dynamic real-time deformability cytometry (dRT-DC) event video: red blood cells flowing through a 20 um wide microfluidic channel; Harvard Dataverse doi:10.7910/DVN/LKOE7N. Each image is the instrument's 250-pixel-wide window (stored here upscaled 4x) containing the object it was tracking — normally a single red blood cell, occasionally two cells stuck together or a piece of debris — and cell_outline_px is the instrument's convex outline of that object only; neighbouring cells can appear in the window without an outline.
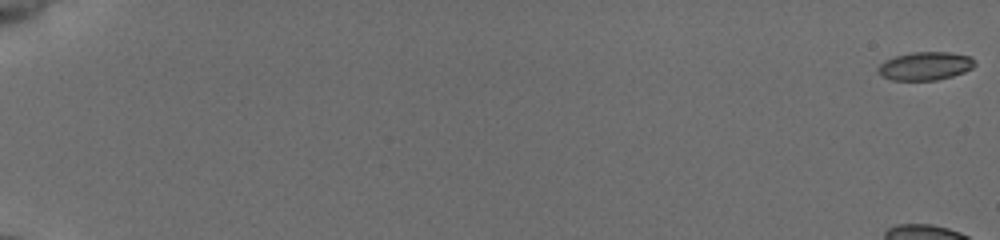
{"species": "common noctule bat (a hibernating species)", "species_latin": "Nyctalus noctula", "temperature_condition": "cold", "stored_images_in_passage": 56, "camera_frame_rate_fps": 3000, "um_per_image_px": 0.085, "animal": {"sex": "female", "body_mass_g": 19.5, "forearm_length_mm": 54.1}, "frame": {"image": 1, "passage_image": 1, "time_ms": 0.0, "image_size_px": [1000, 240], "cell_outline_px": [[976, 64], [972, 68], [964, 72], [952, 76], [936, 80], [892, 80], [884, 76], [876, 68], [884, 60], [896, 56], [912, 52], [948, 52], [972, 56]], "centroid_in_image_um": [78.67, 5.6], "position_along_channel_um": 6.3, "area_um2": 15.9}, "authors_computed_cell_mechanics": {"area_um2": 20.2011, "velocity_mm_per_s": 3.8753, "shape_relaxation_time_tau1_ms": 6.9281, "shape_relaxation_time_tau2_ms": null, "deformation_change_tau1": 0.1725, "deformation_change_tau2": null}}